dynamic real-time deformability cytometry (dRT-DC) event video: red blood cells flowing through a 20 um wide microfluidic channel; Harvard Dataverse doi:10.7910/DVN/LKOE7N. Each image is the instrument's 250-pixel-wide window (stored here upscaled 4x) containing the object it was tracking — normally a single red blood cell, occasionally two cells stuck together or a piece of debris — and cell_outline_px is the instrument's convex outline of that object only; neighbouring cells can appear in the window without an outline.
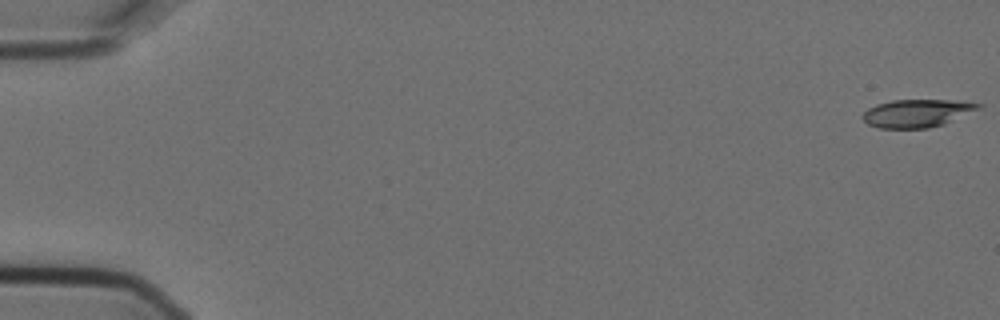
{"species": "Egyptian fruit bat (a non-hibernating species)", "species_latin": "Rousettus aegyptiacus", "temperature_condition": "cold", "stored_images_in_passage": 3, "camera_frame_rate_fps": 3000, "um_per_image_px": 0.085, "animal": {"sex": "female"}, "frame": {"image": 1, "passage_image": 1, "time_ms": 0.0, "image_size_px": [1000, 320], "cell_outline_px": [[984, 104], [980, 108], [944, 124], [928, 128], [880, 128], [868, 124], [860, 116], [868, 108], [876, 104], [892, 100], [956, 100]], "centroid_in_image_um": [77.93, 9.62], "position_along_channel_um": 7.1, "area_um2": 18.79}}